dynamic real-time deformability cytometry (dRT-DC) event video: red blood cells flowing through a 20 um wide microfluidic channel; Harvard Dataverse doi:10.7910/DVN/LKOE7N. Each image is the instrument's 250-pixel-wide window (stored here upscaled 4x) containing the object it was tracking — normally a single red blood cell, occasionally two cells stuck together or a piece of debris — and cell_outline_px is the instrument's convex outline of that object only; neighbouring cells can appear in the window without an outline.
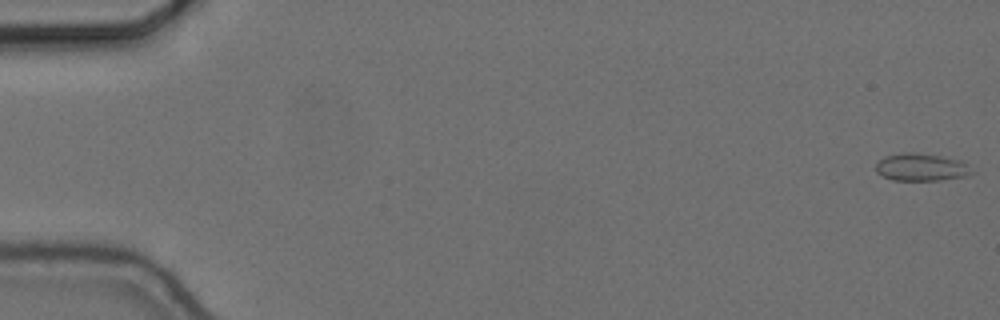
{"species": "common noctule bat (a hibernating species)", "species_latin": "Nyctalus noctula", "temperature_condition": "cold", "stored_images_in_passage": 12, "camera_frame_rate_fps": 3000, "um_per_image_px": 0.085, "animal": {"sex": "female", "body_mass_g": 24.6, "forearm_length_mm": 56.2}, "frame": {"image": 1, "passage_image": 1, "time_ms": 0.0, "image_size_px": [1000, 320], "cell_outline_px": [[976, 172], [968, 176], [940, 180], [892, 180], [876, 172], [876, 164], [884, 156], [904, 152], [912, 152], [940, 156], [960, 160], [968, 164]], "centroid_in_image_um": [78.35, 14.21], "position_along_channel_um": 6.6, "area_um2": 15.49}}